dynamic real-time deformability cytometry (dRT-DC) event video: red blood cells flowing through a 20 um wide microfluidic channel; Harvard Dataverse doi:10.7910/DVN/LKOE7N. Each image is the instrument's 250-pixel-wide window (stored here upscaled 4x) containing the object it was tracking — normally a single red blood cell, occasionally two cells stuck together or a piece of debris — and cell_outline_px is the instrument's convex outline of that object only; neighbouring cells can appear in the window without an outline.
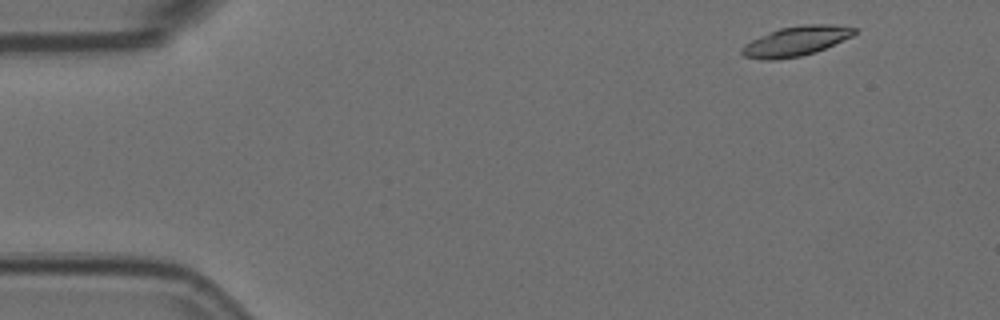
{"species": "Egyptian fruit bat (a non-hibernating species)", "species_latin": "Rousettus aegyptiacus", "temperature_condition": "room temperature", "stored_images_in_passage": 56, "camera_frame_rate_fps": 3000, "um_per_image_px": 0.085, "animal": {"sex": "female"}, "frame": {"image": 1, "passage_image": 3, "time_ms": 0.667, "image_size_px": [1000, 320], "cell_outline_px": [[856, 32], [852, 36], [816, 52], [800, 56], [776, 60], [760, 60], [744, 56], [740, 52], [740, 48], [744, 44], [760, 36], [780, 28], [800, 24], [832, 24], [856, 28]], "centroid_in_image_um": [67.63, 3.5], "position_along_channel_um": 17.4, "area_um2": 19.54}}
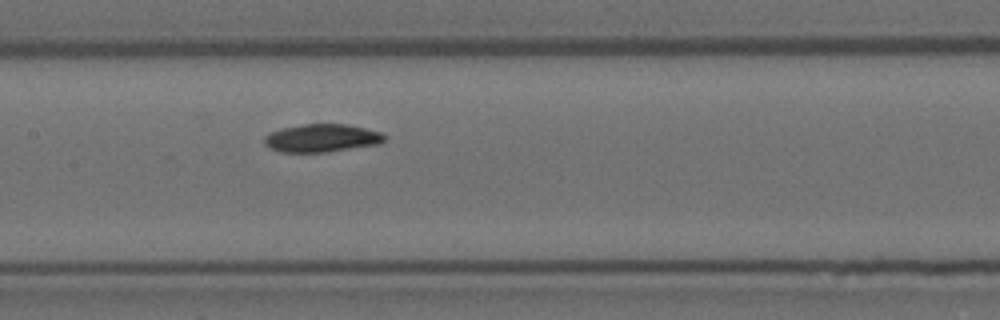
{"frame": {"image": 2, "passage_image": 25, "time_ms": 8.0, "image_size_px": [1000, 320], "cell_outline_px": [[388, 136], [380, 144], [328, 152], [280, 152], [268, 148], [264, 144], [264, 136], [268, 132], [280, 128], [304, 124], [348, 124], [380, 132]], "centroid_in_image_um": [27.32, 11.74], "position_along_channel_um": 180.1, "area_um2": 19.88}}
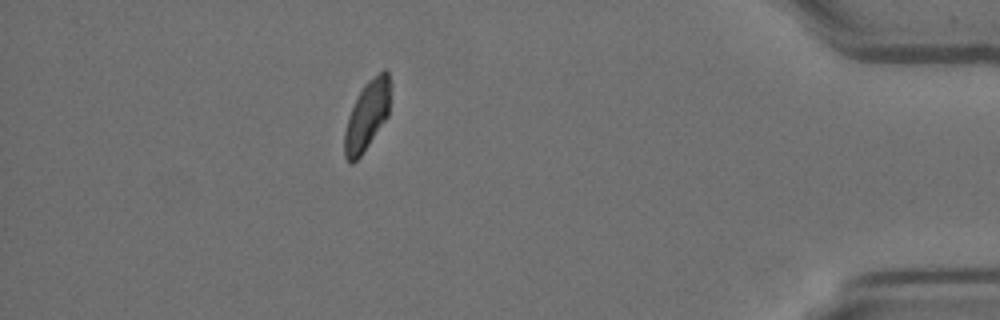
{"frame": {"image": 3, "passage_image": 48, "time_ms": 15.667, "image_size_px": [1000, 320], "cell_outline_px": [[392, 84], [388, 116], [360, 156], [352, 164], [348, 164], [344, 156], [344, 132], [348, 116], [364, 84], [368, 80], [384, 68], [388, 72]], "centroid_in_image_um": [31.22, 9.79], "position_along_channel_um": 404.0, "area_um2": 18.67}}